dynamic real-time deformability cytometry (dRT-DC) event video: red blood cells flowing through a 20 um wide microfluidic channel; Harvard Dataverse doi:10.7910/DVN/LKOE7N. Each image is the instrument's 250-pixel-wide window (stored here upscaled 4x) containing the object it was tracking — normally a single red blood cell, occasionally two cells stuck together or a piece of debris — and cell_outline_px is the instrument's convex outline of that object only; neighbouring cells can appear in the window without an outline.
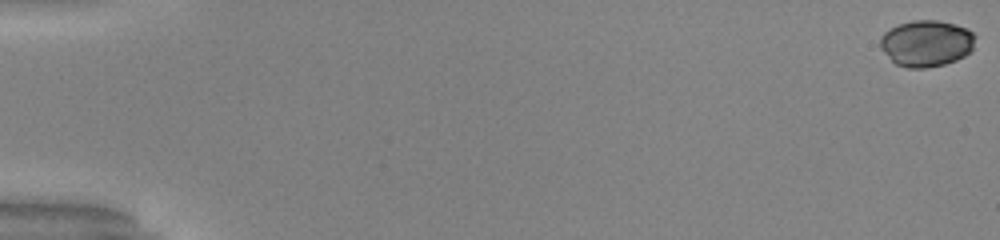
{"species": "common noctule bat (a hibernating species)", "species_latin": "Nyctalus noctula", "temperature_condition": "warm", "stored_images_in_passage": 54, "camera_frame_rate_fps": 3000, "um_per_image_px": 0.085, "animal": {"sex": "male", "body_mass_g": 20.0, "forearm_length_mm": 53.3}, "frame": {"image": 1, "passage_image": 1, "time_ms": 0.0, "image_size_px": [1000, 240], "cell_outline_px": [[976, 36], [972, 48], [964, 56], [956, 60], [944, 64], [924, 68], [908, 68], [896, 64], [880, 48], [880, 36], [884, 32], [900, 24], [912, 20], [936, 20], [956, 24], [972, 32]], "centroid_in_image_um": [78.73, 3.68], "position_along_channel_um": 6.3, "area_um2": 25.55}}
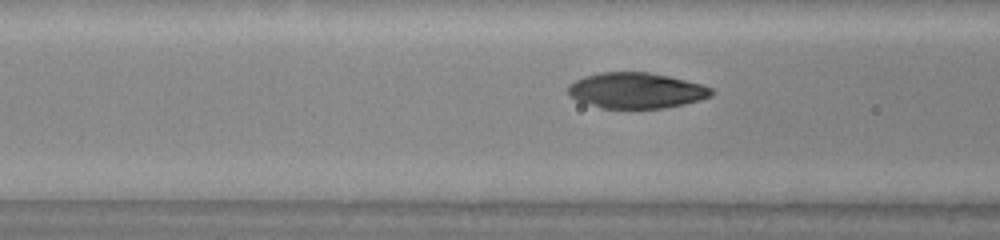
{"frame": {"image": 2, "passage_image": 23, "time_ms": 7.333, "image_size_px": [1000, 240], "cell_outline_px": [[716, 92], [712, 96], [700, 100], [684, 104], [664, 108], [600, 108], [576, 100], [568, 96], [568, 84], [584, 76], [600, 72], [648, 72], [668, 76], [704, 84], [712, 88]], "centroid_in_image_um": [54.09, 7.69], "position_along_channel_um": 112.5, "area_um2": 30.11}}
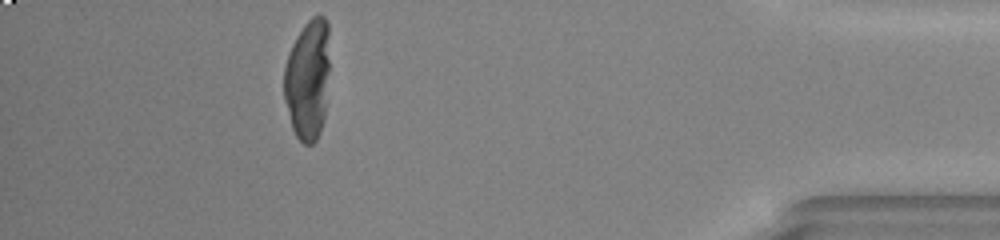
{"frame": {"image": 3, "passage_image": 49, "time_ms": 16.0, "image_size_px": [1000, 240], "cell_outline_px": [[328, 72], [324, 116], [320, 132], [316, 140], [312, 144], [304, 144], [296, 136], [292, 128], [284, 100], [284, 68], [292, 44], [296, 36], [304, 24], [312, 16], [320, 12], [328, 20]], "centroid_in_image_um": [26.15, 6.72], "position_along_channel_um": 409.0, "area_um2": 32.14}}